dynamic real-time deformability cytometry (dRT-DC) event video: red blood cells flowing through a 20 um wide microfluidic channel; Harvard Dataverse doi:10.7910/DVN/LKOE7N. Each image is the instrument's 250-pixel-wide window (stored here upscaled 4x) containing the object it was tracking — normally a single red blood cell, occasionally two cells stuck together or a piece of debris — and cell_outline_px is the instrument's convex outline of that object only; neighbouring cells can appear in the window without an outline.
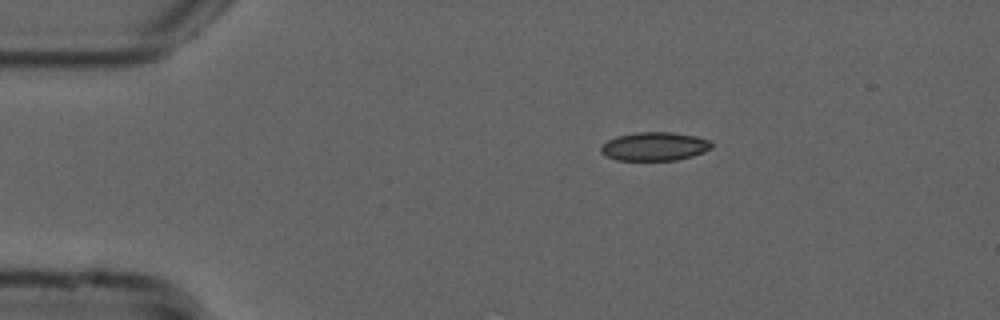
{"species": "common noctule bat (a hibernating species)", "species_latin": "Nyctalus noctula", "temperature_condition": "cold", "stored_images_in_passage": 45, "camera_frame_rate_fps": 3000, "um_per_image_px": 0.085, "animal": {"sex": "male", "forearm_length_mm": 52.5}, "frame": {"image": 1, "passage_image": 1, "time_ms": 0.0, "image_size_px": [1000, 320], "cell_outline_px": [[712, 148], [704, 152], [692, 156], [676, 160], [616, 160], [600, 152], [600, 148], [608, 140], [616, 136], [636, 132], [672, 132], [696, 136], [708, 140], [712, 144]], "centroid_in_image_um": [55.64, 12.44], "position_along_channel_um": 29.4, "area_um2": 18.38}}
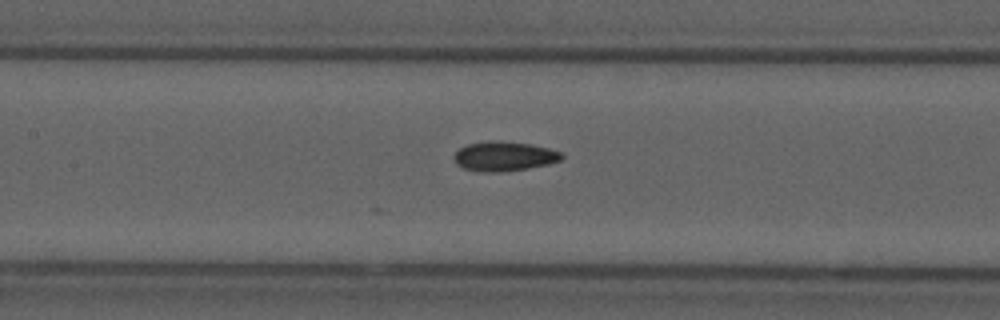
{"frame": {"image": 2, "passage_image": 16, "time_ms": 5.0, "image_size_px": [1000, 320], "cell_outline_px": [[564, 156], [560, 160], [548, 164], [528, 168], [500, 172], [484, 172], [464, 168], [456, 164], [452, 156], [460, 148], [468, 144], [488, 140], [500, 140], [532, 144], [548, 148], [560, 152]], "centroid_in_image_um": [42.83, 13.27], "position_along_channel_um": 164.6, "area_um2": 18.61}}
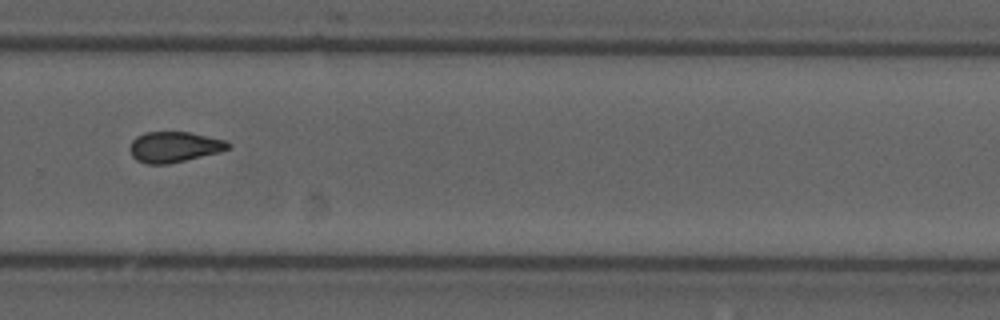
{"frame": {"image": 3, "passage_image": 28, "time_ms": 9.0, "image_size_px": [1000, 320], "cell_outline_px": [[232, 148], [220, 152], [168, 164], [148, 164], [136, 160], [132, 156], [128, 148], [132, 140], [136, 136], [144, 132], [188, 132], [224, 140], [232, 144]], "centroid_in_image_um": [14.79, 12.49], "position_along_channel_um": 315.0, "area_um2": 17.63}, "authors_computed_cell_mechanics": {"area_um2": 18.0336, "velocity_mm_per_s": 3.7724, "shape_relaxation_time_tau1_ms": null, "shape_relaxation_time_tau2_ms": 4.3166, "deformation_change_tau1": null, "deformation_change_tau2": 0.0977}}